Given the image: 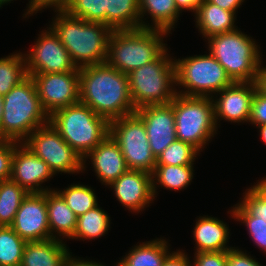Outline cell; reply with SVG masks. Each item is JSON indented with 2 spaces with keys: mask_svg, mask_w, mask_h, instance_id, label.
I'll return each mask as SVG.
<instances>
[{
  "mask_svg": "<svg viewBox=\"0 0 266 266\" xmlns=\"http://www.w3.org/2000/svg\"><path fill=\"white\" fill-rule=\"evenodd\" d=\"M79 102L108 122L135 113L127 74L101 63L79 68Z\"/></svg>",
  "mask_w": 266,
  "mask_h": 266,
  "instance_id": "1",
  "label": "cell"
},
{
  "mask_svg": "<svg viewBox=\"0 0 266 266\" xmlns=\"http://www.w3.org/2000/svg\"><path fill=\"white\" fill-rule=\"evenodd\" d=\"M53 11L56 15L49 26L77 68L106 62L111 27L74 17L63 9Z\"/></svg>",
  "mask_w": 266,
  "mask_h": 266,
  "instance_id": "2",
  "label": "cell"
},
{
  "mask_svg": "<svg viewBox=\"0 0 266 266\" xmlns=\"http://www.w3.org/2000/svg\"><path fill=\"white\" fill-rule=\"evenodd\" d=\"M48 122L49 116L41 105L31 76H27L4 95L1 140L22 143L34 130Z\"/></svg>",
  "mask_w": 266,
  "mask_h": 266,
  "instance_id": "3",
  "label": "cell"
},
{
  "mask_svg": "<svg viewBox=\"0 0 266 266\" xmlns=\"http://www.w3.org/2000/svg\"><path fill=\"white\" fill-rule=\"evenodd\" d=\"M168 32L151 29L113 30L106 63L124 74L155 60L168 46L163 38Z\"/></svg>",
  "mask_w": 266,
  "mask_h": 266,
  "instance_id": "4",
  "label": "cell"
},
{
  "mask_svg": "<svg viewBox=\"0 0 266 266\" xmlns=\"http://www.w3.org/2000/svg\"><path fill=\"white\" fill-rule=\"evenodd\" d=\"M208 51L233 82H256L262 61L260 46L239 29L207 38Z\"/></svg>",
  "mask_w": 266,
  "mask_h": 266,
  "instance_id": "5",
  "label": "cell"
},
{
  "mask_svg": "<svg viewBox=\"0 0 266 266\" xmlns=\"http://www.w3.org/2000/svg\"><path fill=\"white\" fill-rule=\"evenodd\" d=\"M168 49L169 47L155 60L127 74L136 110L150 105H166L176 97V70Z\"/></svg>",
  "mask_w": 266,
  "mask_h": 266,
  "instance_id": "6",
  "label": "cell"
},
{
  "mask_svg": "<svg viewBox=\"0 0 266 266\" xmlns=\"http://www.w3.org/2000/svg\"><path fill=\"white\" fill-rule=\"evenodd\" d=\"M49 123L82 159L109 134V122L81 102L55 111Z\"/></svg>",
  "mask_w": 266,
  "mask_h": 266,
  "instance_id": "7",
  "label": "cell"
},
{
  "mask_svg": "<svg viewBox=\"0 0 266 266\" xmlns=\"http://www.w3.org/2000/svg\"><path fill=\"white\" fill-rule=\"evenodd\" d=\"M173 112L176 139L192 145L199 152L205 150L218 131L212 99L177 94L173 99Z\"/></svg>",
  "mask_w": 266,
  "mask_h": 266,
  "instance_id": "8",
  "label": "cell"
},
{
  "mask_svg": "<svg viewBox=\"0 0 266 266\" xmlns=\"http://www.w3.org/2000/svg\"><path fill=\"white\" fill-rule=\"evenodd\" d=\"M207 53L182 59L174 57L177 94L212 98L233 83L223 66Z\"/></svg>",
  "mask_w": 266,
  "mask_h": 266,
  "instance_id": "9",
  "label": "cell"
},
{
  "mask_svg": "<svg viewBox=\"0 0 266 266\" xmlns=\"http://www.w3.org/2000/svg\"><path fill=\"white\" fill-rule=\"evenodd\" d=\"M109 134L119 145L128 169L153 173L156 158L144 122L136 112L110 121Z\"/></svg>",
  "mask_w": 266,
  "mask_h": 266,
  "instance_id": "10",
  "label": "cell"
},
{
  "mask_svg": "<svg viewBox=\"0 0 266 266\" xmlns=\"http://www.w3.org/2000/svg\"><path fill=\"white\" fill-rule=\"evenodd\" d=\"M23 143L47 163L54 175L84 172L81 156L49 122L34 130Z\"/></svg>",
  "mask_w": 266,
  "mask_h": 266,
  "instance_id": "11",
  "label": "cell"
},
{
  "mask_svg": "<svg viewBox=\"0 0 266 266\" xmlns=\"http://www.w3.org/2000/svg\"><path fill=\"white\" fill-rule=\"evenodd\" d=\"M38 36L31 49L24 53L27 75L79 71L50 26L47 30H42Z\"/></svg>",
  "mask_w": 266,
  "mask_h": 266,
  "instance_id": "12",
  "label": "cell"
},
{
  "mask_svg": "<svg viewBox=\"0 0 266 266\" xmlns=\"http://www.w3.org/2000/svg\"><path fill=\"white\" fill-rule=\"evenodd\" d=\"M28 76L33 79L41 105L48 116L79 102V71Z\"/></svg>",
  "mask_w": 266,
  "mask_h": 266,
  "instance_id": "13",
  "label": "cell"
},
{
  "mask_svg": "<svg viewBox=\"0 0 266 266\" xmlns=\"http://www.w3.org/2000/svg\"><path fill=\"white\" fill-rule=\"evenodd\" d=\"M257 88V82H233L216 93L211 99L217 128L221 120L235 124L248 123L251 101Z\"/></svg>",
  "mask_w": 266,
  "mask_h": 266,
  "instance_id": "14",
  "label": "cell"
},
{
  "mask_svg": "<svg viewBox=\"0 0 266 266\" xmlns=\"http://www.w3.org/2000/svg\"><path fill=\"white\" fill-rule=\"evenodd\" d=\"M10 227L25 241L52 239L46 192H31L22 201Z\"/></svg>",
  "mask_w": 266,
  "mask_h": 266,
  "instance_id": "15",
  "label": "cell"
},
{
  "mask_svg": "<svg viewBox=\"0 0 266 266\" xmlns=\"http://www.w3.org/2000/svg\"><path fill=\"white\" fill-rule=\"evenodd\" d=\"M54 174L47 163L36 156L23 142H16L12 159L11 180L24 187L29 193L54 190L42 184Z\"/></svg>",
  "mask_w": 266,
  "mask_h": 266,
  "instance_id": "16",
  "label": "cell"
},
{
  "mask_svg": "<svg viewBox=\"0 0 266 266\" xmlns=\"http://www.w3.org/2000/svg\"><path fill=\"white\" fill-rule=\"evenodd\" d=\"M114 196L131 213H141L154 201L152 174L128 169L109 185Z\"/></svg>",
  "mask_w": 266,
  "mask_h": 266,
  "instance_id": "17",
  "label": "cell"
},
{
  "mask_svg": "<svg viewBox=\"0 0 266 266\" xmlns=\"http://www.w3.org/2000/svg\"><path fill=\"white\" fill-rule=\"evenodd\" d=\"M143 120L152 154L157 158L176 140L173 100L166 105H150L135 111Z\"/></svg>",
  "mask_w": 266,
  "mask_h": 266,
  "instance_id": "18",
  "label": "cell"
},
{
  "mask_svg": "<svg viewBox=\"0 0 266 266\" xmlns=\"http://www.w3.org/2000/svg\"><path fill=\"white\" fill-rule=\"evenodd\" d=\"M89 158V159H88ZM91 160L95 176L102 185L109 186L128 170L124 156L117 142L110 136L98 144L83 159V171L88 167L86 161Z\"/></svg>",
  "mask_w": 266,
  "mask_h": 266,
  "instance_id": "19",
  "label": "cell"
},
{
  "mask_svg": "<svg viewBox=\"0 0 266 266\" xmlns=\"http://www.w3.org/2000/svg\"><path fill=\"white\" fill-rule=\"evenodd\" d=\"M192 232L196 244L195 253L228 251L234 248L227 245L231 236L229 225L217 217L203 215L196 218Z\"/></svg>",
  "mask_w": 266,
  "mask_h": 266,
  "instance_id": "20",
  "label": "cell"
},
{
  "mask_svg": "<svg viewBox=\"0 0 266 266\" xmlns=\"http://www.w3.org/2000/svg\"><path fill=\"white\" fill-rule=\"evenodd\" d=\"M46 204L50 235L53 239L70 240L78 217L55 189L46 191Z\"/></svg>",
  "mask_w": 266,
  "mask_h": 266,
  "instance_id": "21",
  "label": "cell"
},
{
  "mask_svg": "<svg viewBox=\"0 0 266 266\" xmlns=\"http://www.w3.org/2000/svg\"><path fill=\"white\" fill-rule=\"evenodd\" d=\"M65 241H27L20 266H63L70 250Z\"/></svg>",
  "mask_w": 266,
  "mask_h": 266,
  "instance_id": "22",
  "label": "cell"
},
{
  "mask_svg": "<svg viewBox=\"0 0 266 266\" xmlns=\"http://www.w3.org/2000/svg\"><path fill=\"white\" fill-rule=\"evenodd\" d=\"M195 16V25L199 33L207 39L212 36L237 30L235 12L222 9L204 0Z\"/></svg>",
  "mask_w": 266,
  "mask_h": 266,
  "instance_id": "23",
  "label": "cell"
},
{
  "mask_svg": "<svg viewBox=\"0 0 266 266\" xmlns=\"http://www.w3.org/2000/svg\"><path fill=\"white\" fill-rule=\"evenodd\" d=\"M139 7L140 28L158 29L169 34H172L171 32L177 26L176 23L181 15L175 0H139ZM145 16L147 17L144 18ZM148 17L151 18V23L145 21Z\"/></svg>",
  "mask_w": 266,
  "mask_h": 266,
  "instance_id": "24",
  "label": "cell"
},
{
  "mask_svg": "<svg viewBox=\"0 0 266 266\" xmlns=\"http://www.w3.org/2000/svg\"><path fill=\"white\" fill-rule=\"evenodd\" d=\"M166 238H156L132 246L120 259L123 266H162L164 259L171 252Z\"/></svg>",
  "mask_w": 266,
  "mask_h": 266,
  "instance_id": "25",
  "label": "cell"
},
{
  "mask_svg": "<svg viewBox=\"0 0 266 266\" xmlns=\"http://www.w3.org/2000/svg\"><path fill=\"white\" fill-rule=\"evenodd\" d=\"M194 175V165H156L152 173L154 198H157L159 187L175 192L186 189L191 184Z\"/></svg>",
  "mask_w": 266,
  "mask_h": 266,
  "instance_id": "26",
  "label": "cell"
},
{
  "mask_svg": "<svg viewBox=\"0 0 266 266\" xmlns=\"http://www.w3.org/2000/svg\"><path fill=\"white\" fill-rule=\"evenodd\" d=\"M106 25L113 30L140 28L139 0H106Z\"/></svg>",
  "mask_w": 266,
  "mask_h": 266,
  "instance_id": "27",
  "label": "cell"
},
{
  "mask_svg": "<svg viewBox=\"0 0 266 266\" xmlns=\"http://www.w3.org/2000/svg\"><path fill=\"white\" fill-rule=\"evenodd\" d=\"M110 224L111 219L107 211L98 205L77 218L76 229L71 240L85 241L101 238L110 230Z\"/></svg>",
  "mask_w": 266,
  "mask_h": 266,
  "instance_id": "28",
  "label": "cell"
},
{
  "mask_svg": "<svg viewBox=\"0 0 266 266\" xmlns=\"http://www.w3.org/2000/svg\"><path fill=\"white\" fill-rule=\"evenodd\" d=\"M29 192L11 179L0 182V226H10Z\"/></svg>",
  "mask_w": 266,
  "mask_h": 266,
  "instance_id": "29",
  "label": "cell"
},
{
  "mask_svg": "<svg viewBox=\"0 0 266 266\" xmlns=\"http://www.w3.org/2000/svg\"><path fill=\"white\" fill-rule=\"evenodd\" d=\"M24 53L14 52L0 58V94L6 95L27 77Z\"/></svg>",
  "mask_w": 266,
  "mask_h": 266,
  "instance_id": "30",
  "label": "cell"
},
{
  "mask_svg": "<svg viewBox=\"0 0 266 266\" xmlns=\"http://www.w3.org/2000/svg\"><path fill=\"white\" fill-rule=\"evenodd\" d=\"M55 190L62 196L77 217L99 205L95 190L88 185L72 183L63 190L57 188Z\"/></svg>",
  "mask_w": 266,
  "mask_h": 266,
  "instance_id": "31",
  "label": "cell"
},
{
  "mask_svg": "<svg viewBox=\"0 0 266 266\" xmlns=\"http://www.w3.org/2000/svg\"><path fill=\"white\" fill-rule=\"evenodd\" d=\"M26 243L10 226H0V266H20Z\"/></svg>",
  "mask_w": 266,
  "mask_h": 266,
  "instance_id": "32",
  "label": "cell"
},
{
  "mask_svg": "<svg viewBox=\"0 0 266 266\" xmlns=\"http://www.w3.org/2000/svg\"><path fill=\"white\" fill-rule=\"evenodd\" d=\"M227 213H230L232 219L246 226L254 245L266 254V221L249 214L239 203L233 205Z\"/></svg>",
  "mask_w": 266,
  "mask_h": 266,
  "instance_id": "33",
  "label": "cell"
},
{
  "mask_svg": "<svg viewBox=\"0 0 266 266\" xmlns=\"http://www.w3.org/2000/svg\"><path fill=\"white\" fill-rule=\"evenodd\" d=\"M199 154L192 145L176 139L156 158V165H194Z\"/></svg>",
  "mask_w": 266,
  "mask_h": 266,
  "instance_id": "34",
  "label": "cell"
},
{
  "mask_svg": "<svg viewBox=\"0 0 266 266\" xmlns=\"http://www.w3.org/2000/svg\"><path fill=\"white\" fill-rule=\"evenodd\" d=\"M63 10L85 21L106 25V0H71Z\"/></svg>",
  "mask_w": 266,
  "mask_h": 266,
  "instance_id": "35",
  "label": "cell"
},
{
  "mask_svg": "<svg viewBox=\"0 0 266 266\" xmlns=\"http://www.w3.org/2000/svg\"><path fill=\"white\" fill-rule=\"evenodd\" d=\"M263 178L252 187L246 188L238 203L249 214L266 221V177Z\"/></svg>",
  "mask_w": 266,
  "mask_h": 266,
  "instance_id": "36",
  "label": "cell"
},
{
  "mask_svg": "<svg viewBox=\"0 0 266 266\" xmlns=\"http://www.w3.org/2000/svg\"><path fill=\"white\" fill-rule=\"evenodd\" d=\"M16 141H0V182L9 180L12 174V159Z\"/></svg>",
  "mask_w": 266,
  "mask_h": 266,
  "instance_id": "37",
  "label": "cell"
},
{
  "mask_svg": "<svg viewBox=\"0 0 266 266\" xmlns=\"http://www.w3.org/2000/svg\"><path fill=\"white\" fill-rule=\"evenodd\" d=\"M249 123L254 126L266 124V95L258 88L251 101Z\"/></svg>",
  "mask_w": 266,
  "mask_h": 266,
  "instance_id": "38",
  "label": "cell"
},
{
  "mask_svg": "<svg viewBox=\"0 0 266 266\" xmlns=\"http://www.w3.org/2000/svg\"><path fill=\"white\" fill-rule=\"evenodd\" d=\"M193 266H227V251L194 253Z\"/></svg>",
  "mask_w": 266,
  "mask_h": 266,
  "instance_id": "39",
  "label": "cell"
},
{
  "mask_svg": "<svg viewBox=\"0 0 266 266\" xmlns=\"http://www.w3.org/2000/svg\"><path fill=\"white\" fill-rule=\"evenodd\" d=\"M70 1L71 0H30L22 17L29 18V16L37 14L38 11L40 12L50 7L51 9L53 8L52 10L64 9Z\"/></svg>",
  "mask_w": 266,
  "mask_h": 266,
  "instance_id": "40",
  "label": "cell"
},
{
  "mask_svg": "<svg viewBox=\"0 0 266 266\" xmlns=\"http://www.w3.org/2000/svg\"><path fill=\"white\" fill-rule=\"evenodd\" d=\"M227 266H263L246 250L232 248L227 251Z\"/></svg>",
  "mask_w": 266,
  "mask_h": 266,
  "instance_id": "41",
  "label": "cell"
},
{
  "mask_svg": "<svg viewBox=\"0 0 266 266\" xmlns=\"http://www.w3.org/2000/svg\"><path fill=\"white\" fill-rule=\"evenodd\" d=\"M185 250L176 249L170 252L163 261L162 266H193Z\"/></svg>",
  "mask_w": 266,
  "mask_h": 266,
  "instance_id": "42",
  "label": "cell"
},
{
  "mask_svg": "<svg viewBox=\"0 0 266 266\" xmlns=\"http://www.w3.org/2000/svg\"><path fill=\"white\" fill-rule=\"evenodd\" d=\"M204 0H175L176 7L180 13L191 11L194 13L197 12Z\"/></svg>",
  "mask_w": 266,
  "mask_h": 266,
  "instance_id": "43",
  "label": "cell"
},
{
  "mask_svg": "<svg viewBox=\"0 0 266 266\" xmlns=\"http://www.w3.org/2000/svg\"><path fill=\"white\" fill-rule=\"evenodd\" d=\"M206 1L214 5H217L222 9L238 13L240 5H242L245 0H206Z\"/></svg>",
  "mask_w": 266,
  "mask_h": 266,
  "instance_id": "44",
  "label": "cell"
},
{
  "mask_svg": "<svg viewBox=\"0 0 266 266\" xmlns=\"http://www.w3.org/2000/svg\"><path fill=\"white\" fill-rule=\"evenodd\" d=\"M74 255H72V252H69V254L66 256L65 260H64V264L63 266H98V261H93L92 259H82V257L80 258L78 256L72 257Z\"/></svg>",
  "mask_w": 266,
  "mask_h": 266,
  "instance_id": "45",
  "label": "cell"
},
{
  "mask_svg": "<svg viewBox=\"0 0 266 266\" xmlns=\"http://www.w3.org/2000/svg\"><path fill=\"white\" fill-rule=\"evenodd\" d=\"M263 58L258 72L257 86L258 89L266 95V65L263 66Z\"/></svg>",
  "mask_w": 266,
  "mask_h": 266,
  "instance_id": "46",
  "label": "cell"
},
{
  "mask_svg": "<svg viewBox=\"0 0 266 266\" xmlns=\"http://www.w3.org/2000/svg\"><path fill=\"white\" fill-rule=\"evenodd\" d=\"M256 127L257 129H259L258 135H260L262 142L266 145V124H262Z\"/></svg>",
  "mask_w": 266,
  "mask_h": 266,
  "instance_id": "47",
  "label": "cell"
},
{
  "mask_svg": "<svg viewBox=\"0 0 266 266\" xmlns=\"http://www.w3.org/2000/svg\"><path fill=\"white\" fill-rule=\"evenodd\" d=\"M3 102H4V96L0 94V124L3 118Z\"/></svg>",
  "mask_w": 266,
  "mask_h": 266,
  "instance_id": "48",
  "label": "cell"
},
{
  "mask_svg": "<svg viewBox=\"0 0 266 266\" xmlns=\"http://www.w3.org/2000/svg\"><path fill=\"white\" fill-rule=\"evenodd\" d=\"M11 1H13V0H0V8L3 6V5H5V4H9V3H11Z\"/></svg>",
  "mask_w": 266,
  "mask_h": 266,
  "instance_id": "49",
  "label": "cell"
},
{
  "mask_svg": "<svg viewBox=\"0 0 266 266\" xmlns=\"http://www.w3.org/2000/svg\"><path fill=\"white\" fill-rule=\"evenodd\" d=\"M98 266H106V265H104L103 263H100L98 261ZM114 266H123V265H122V263L120 261L119 262L117 261V263Z\"/></svg>",
  "mask_w": 266,
  "mask_h": 266,
  "instance_id": "50",
  "label": "cell"
}]
</instances>
